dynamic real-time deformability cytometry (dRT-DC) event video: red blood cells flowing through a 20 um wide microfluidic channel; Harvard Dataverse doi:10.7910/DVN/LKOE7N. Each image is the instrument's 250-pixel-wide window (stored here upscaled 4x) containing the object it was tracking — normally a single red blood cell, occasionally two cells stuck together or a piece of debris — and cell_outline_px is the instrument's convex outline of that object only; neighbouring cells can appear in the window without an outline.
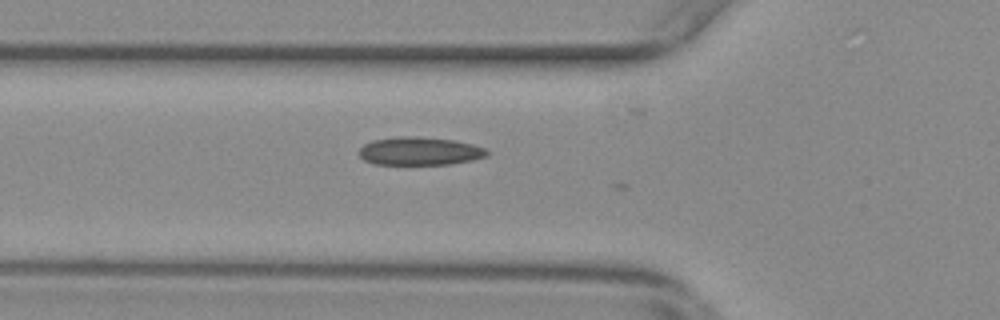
{"species": "common noctule bat (a hibernating species)", "species_latin": "Nyctalus noctula", "temperature_condition": "warm", "stored_images_in_passage": 3, "camera_frame_rate_fps": 3000, "um_per_image_px": 0.085, "animal": {"sex": "female", "body_mass_g": 29.2, "forearm_length_mm": 56.3}, "frame": {"image": 1, "passage_image": 2, "time_ms": 0.333, "image_size_px": [1000, 320], "cell_outline_px": [[488, 156], [472, 160], [452, 164], [376, 164], [364, 160], [360, 156], [360, 148], [364, 144], [372, 140], [396, 136], [412, 136], [452, 140], [472, 144], [484, 148], [488, 152]], "centroid_in_image_um": [35.66, 12.84], "position_along_channel_um": 90.1, "area_um2": 20.87}}